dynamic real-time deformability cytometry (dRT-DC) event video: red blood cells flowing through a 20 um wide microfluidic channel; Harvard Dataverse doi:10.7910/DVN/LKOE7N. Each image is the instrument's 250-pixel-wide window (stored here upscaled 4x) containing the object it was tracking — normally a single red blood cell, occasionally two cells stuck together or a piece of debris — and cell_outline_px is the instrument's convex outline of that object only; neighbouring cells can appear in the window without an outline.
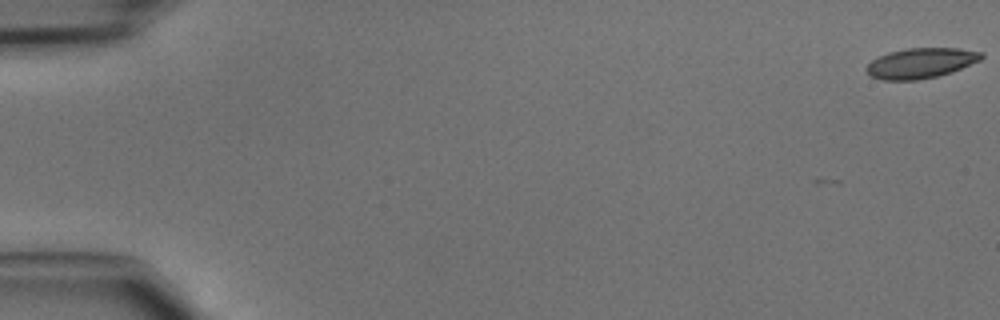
{"species": "common noctule bat (a hibernating species)", "species_latin": "Nyctalus noctula", "temperature_condition": "cold", "stored_images_in_passage": 10, "camera_frame_rate_fps": 3000, "um_per_image_px": 0.085, "animal": {"sex": "male", "body_mass_g": 15.6}, "frame": {"image": 1, "passage_image": 1, "time_ms": 0.0, "image_size_px": [1000, 320], "cell_outline_px": [[984, 56], [980, 60], [952, 72], [936, 76], [916, 80], [884, 80], [872, 76], [864, 68], [872, 60], [888, 52], [908, 48], [956, 48], [984, 52]], "centroid_in_image_um": [78.28, 5.35], "position_along_channel_um": 6.7, "area_um2": 20.11}}